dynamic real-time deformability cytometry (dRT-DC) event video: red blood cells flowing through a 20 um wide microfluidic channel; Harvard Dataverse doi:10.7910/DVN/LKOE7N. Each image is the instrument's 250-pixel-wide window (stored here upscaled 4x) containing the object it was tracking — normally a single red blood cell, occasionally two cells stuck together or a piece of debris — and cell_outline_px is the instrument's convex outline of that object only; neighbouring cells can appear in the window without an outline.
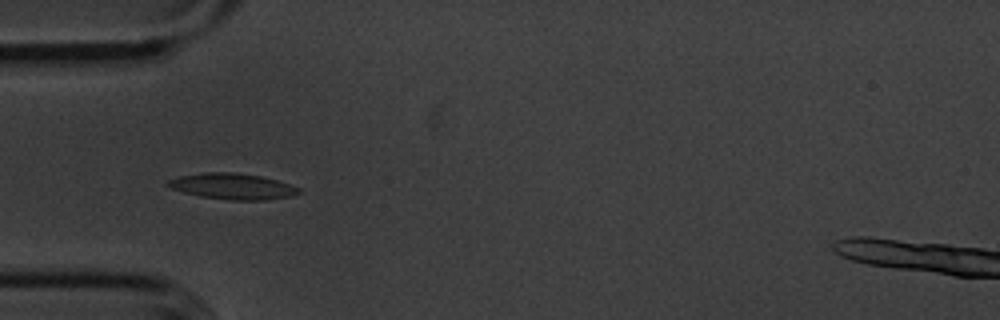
{"species": "common noctule bat (a hibernating species)", "species_latin": "Nyctalus noctula", "temperature_condition": "cold", "stored_images_in_passage": 9, "camera_frame_rate_fps": 3000, "um_per_image_px": 0.085, "animal": {"sex": "male", "body_mass_g": 20.1, "forearm_length_mm": 53.5}, "frame": {"image": 1, "passage_image": 6, "time_ms": 1.667, "image_size_px": [1000, 320], "cell_outline_px": [[300, 192], [288, 196], [264, 200], [232, 200], [200, 196], [184, 192], [172, 188], [164, 184], [168, 180], [180, 176], [204, 172], [232, 172], [260, 176], [276, 180], [300, 188]], "centroid_in_image_um": [19.72, 15.83], "position_along_channel_um": 65.3, "area_um2": 19.48}}